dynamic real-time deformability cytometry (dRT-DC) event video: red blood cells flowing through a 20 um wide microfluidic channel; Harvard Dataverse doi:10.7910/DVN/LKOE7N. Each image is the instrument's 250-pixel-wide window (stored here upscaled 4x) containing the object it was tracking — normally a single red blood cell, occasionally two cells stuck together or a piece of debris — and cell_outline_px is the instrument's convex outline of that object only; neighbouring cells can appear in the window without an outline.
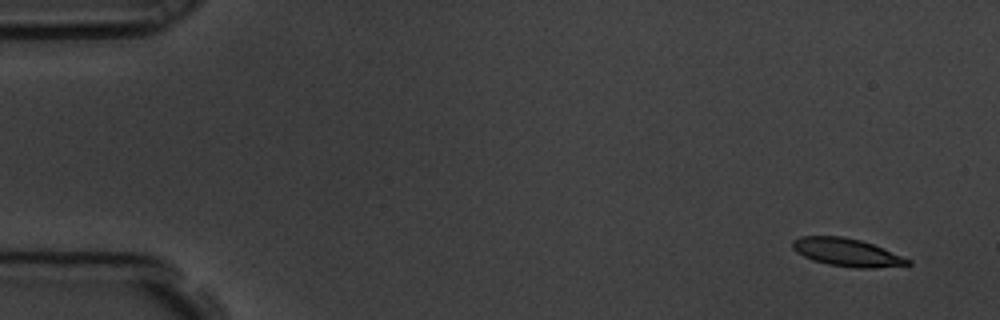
{"species": "common noctule bat (a hibernating species)", "species_latin": "Nyctalus noctula", "temperature_condition": "room temperature", "stored_images_in_passage": 6, "camera_frame_rate_fps": 3000, "um_per_image_px": 0.085, "animal": {"sex": "male", "body_mass_g": 19.5, "forearm_length_mm": 54.6}, "frame": {"image": 1, "passage_image": 1, "time_ms": 0.0, "image_size_px": [1000, 320], "cell_outline_px": [[912, 264], [876, 268], [856, 268], [828, 264], [812, 260], [796, 252], [792, 248], [792, 240], [800, 236], [844, 236], [860, 240], [884, 248], [912, 260]], "centroid_in_image_um": [71.99, 21.45], "position_along_channel_um": 13.0, "area_um2": 18.84}}